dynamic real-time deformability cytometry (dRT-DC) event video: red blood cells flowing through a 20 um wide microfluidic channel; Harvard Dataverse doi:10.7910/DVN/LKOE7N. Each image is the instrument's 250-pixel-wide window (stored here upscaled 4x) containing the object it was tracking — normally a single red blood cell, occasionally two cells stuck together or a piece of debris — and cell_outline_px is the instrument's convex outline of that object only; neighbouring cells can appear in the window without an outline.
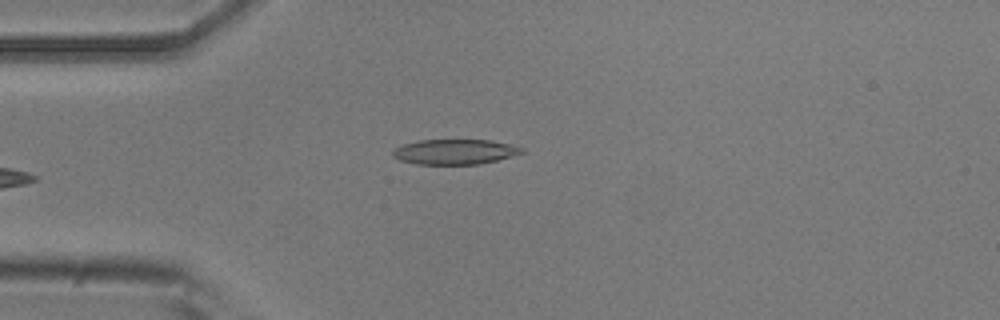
{"species": "common noctule bat (a hibernating species)", "species_latin": "Nyctalus noctula", "temperature_condition": "room temperature", "stored_images_in_passage": 6, "camera_frame_rate_fps": 3000, "um_per_image_px": 0.085, "animal": {"sex": "male", "body_mass_g": 20.5, "forearm_length_mm": 52.5}, "frame": {"image": 1, "passage_image": 6, "time_ms": 1.667, "image_size_px": [1000, 320], "cell_outline_px": [[524, 152], [512, 156], [480, 164], [416, 164], [400, 160], [392, 156], [392, 152], [396, 148], [404, 144], [420, 140], [488, 140], [508, 144], [524, 148]], "centroid_in_image_um": [38.65, 12.9], "position_along_channel_um": 46.4, "area_um2": 18.67}}